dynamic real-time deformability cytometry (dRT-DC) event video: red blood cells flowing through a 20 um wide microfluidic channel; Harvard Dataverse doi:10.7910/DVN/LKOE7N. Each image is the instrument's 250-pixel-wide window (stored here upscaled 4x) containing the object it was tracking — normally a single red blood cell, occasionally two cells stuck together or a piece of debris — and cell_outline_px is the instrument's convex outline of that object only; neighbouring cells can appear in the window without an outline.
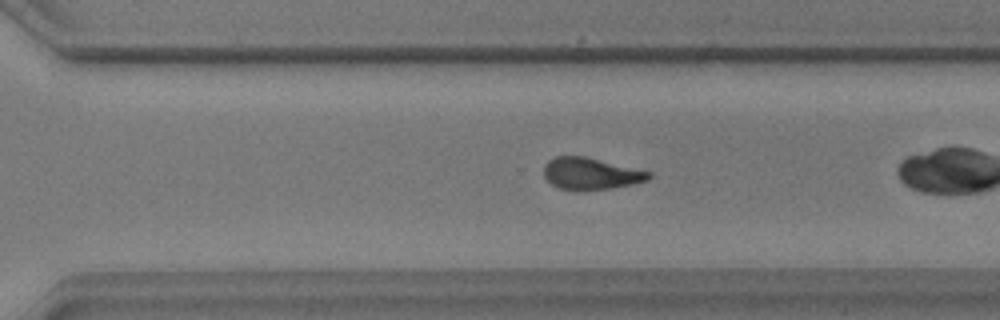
{"species": "common noctule bat (a hibernating species)", "species_latin": "Nyctalus noctula", "temperature_condition": "warm", "stored_images_in_passage": 39, "camera_frame_rate_fps": 3000, "um_per_image_px": 0.085, "animal": {"sex": "male", "body_mass_g": 17.9, "forearm_length_mm": 54.2}, "frame": {"image": 1, "passage_image": 34, "time_ms": 11.0, "image_size_px": [1000, 320], "cell_outline_px": [[652, 176], [648, 180], [632, 184], [612, 188], [584, 192], [576, 192], [560, 188], [552, 184], [544, 176], [544, 164], [548, 160], [556, 156], [584, 156], [652, 172]], "centroid_in_image_um": [50.21, 14.78], "position_along_channel_um": 320.4, "area_um2": 19.77}}